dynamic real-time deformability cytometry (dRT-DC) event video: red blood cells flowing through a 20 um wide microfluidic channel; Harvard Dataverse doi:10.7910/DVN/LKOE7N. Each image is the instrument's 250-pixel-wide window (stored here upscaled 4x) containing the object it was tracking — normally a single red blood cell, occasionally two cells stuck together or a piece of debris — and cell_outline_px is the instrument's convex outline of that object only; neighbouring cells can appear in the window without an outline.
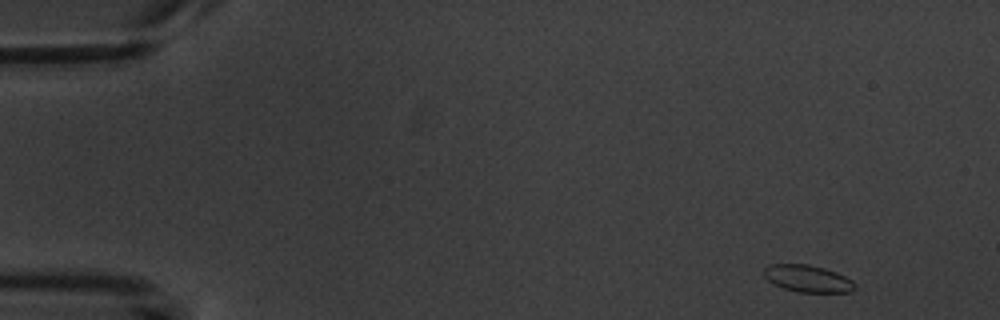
{"species": "common noctule bat (a hibernating species)", "species_latin": "Nyctalus noctula", "temperature_condition": "warm", "stored_images_in_passage": 4, "camera_frame_rate_fps": 3000, "um_per_image_px": 0.085, "animal": {"sex": "male", "body_mass_g": 20.1, "forearm_length_mm": 53.5}, "frame": {"image": 1, "passage_image": 1, "time_ms": 0.0, "image_size_px": [1000, 320], "cell_outline_px": [[856, 288], [852, 292], [796, 292], [772, 284], [764, 276], [764, 268], [772, 264], [808, 264], [824, 268], [836, 272], [852, 280], [856, 284]], "centroid_in_image_um": [68.66, 23.69], "position_along_channel_um": 16.3, "area_um2": 14.39}}
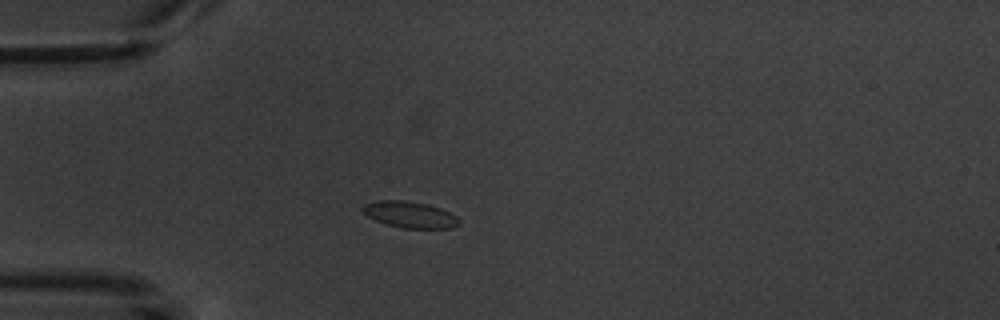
{"frame": {"image": 2, "passage_image": 4, "time_ms": 3.667, "image_size_px": [1000, 320], "cell_outline_px": [[460, 224], [452, 228], [404, 228], [384, 224], [368, 216], [360, 208], [364, 204], [376, 200], [404, 200], [428, 204], [440, 208], [456, 216], [460, 220]], "centroid_in_image_um": [34.83, 18.24], "position_along_channel_um": 50.2, "area_um2": 14.85}}